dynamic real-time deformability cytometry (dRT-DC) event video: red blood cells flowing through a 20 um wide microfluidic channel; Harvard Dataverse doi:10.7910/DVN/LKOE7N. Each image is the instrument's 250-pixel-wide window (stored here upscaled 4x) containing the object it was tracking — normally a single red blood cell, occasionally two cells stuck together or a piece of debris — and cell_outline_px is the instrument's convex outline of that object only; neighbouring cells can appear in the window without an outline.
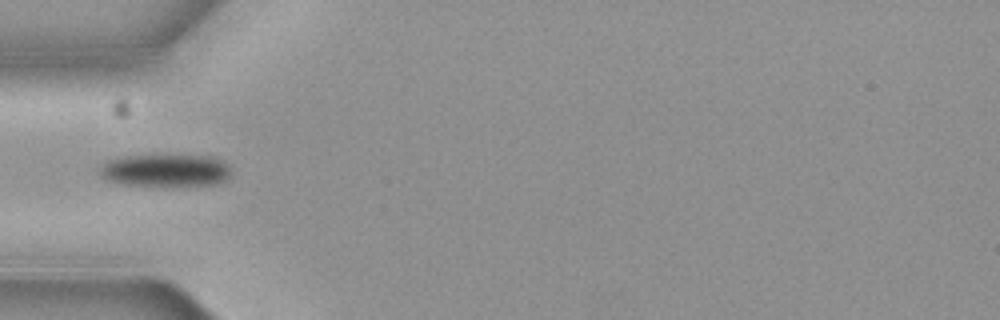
{"species": "common noctule bat (a hibernating species)", "species_latin": "Nyctalus noctula", "temperature_condition": "cold", "stored_images_in_passage": 5, "camera_frame_rate_fps": 3000, "um_per_image_px": 0.085, "animal": {"sex": "female", "body_mass_g": 19.3, "forearm_length_mm": 54.1}, "frame": {"image": 1, "passage_image": 5, "time_ms": 1.333, "image_size_px": [1000, 320], "cell_outline_px": [[228, 176], [224, 180], [216, 184], [168, 188], [124, 184], [108, 180], [100, 176], [100, 168], [108, 160], [120, 156], [208, 156], [224, 164], [228, 168]], "centroid_in_image_um": [14.0, 14.53], "position_along_channel_um": 71.0, "area_um2": 24.97}}